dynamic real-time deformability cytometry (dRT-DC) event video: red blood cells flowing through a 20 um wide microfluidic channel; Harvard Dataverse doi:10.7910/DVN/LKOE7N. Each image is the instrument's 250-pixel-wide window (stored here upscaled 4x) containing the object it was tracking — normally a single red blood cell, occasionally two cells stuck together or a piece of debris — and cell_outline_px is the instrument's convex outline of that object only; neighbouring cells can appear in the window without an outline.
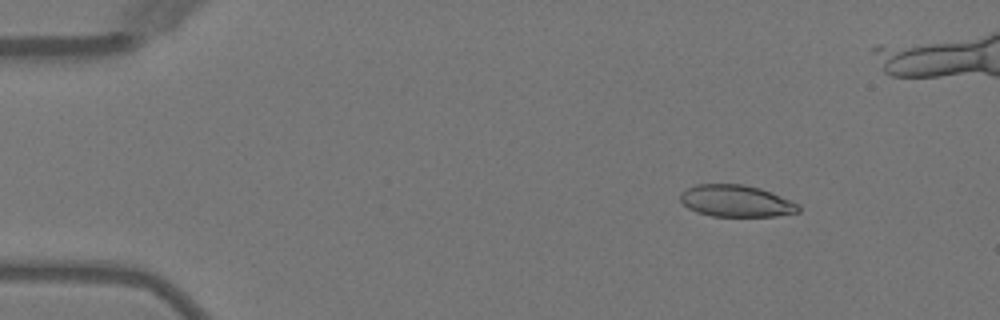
{"species": "Egyptian fruit bat (a non-hibernating species)", "species_latin": "Rousettus aegyptiacus", "temperature_condition": "warm", "stored_images_in_passage": 5, "camera_frame_rate_fps": 3000, "um_per_image_px": 0.085, "animal": {"sex": "female"}, "frame": {"image": 1, "passage_image": 2, "time_ms": 1.333, "image_size_px": [1000, 320], "cell_outline_px": [[800, 212], [776, 216], [712, 216], [696, 212], [688, 208], [680, 200], [680, 192], [696, 184], [744, 184], [760, 188], [772, 192], [792, 200], [800, 204]], "centroid_in_image_um": [62.6, 17.08], "position_along_channel_um": 22.4, "area_um2": 22.14}}
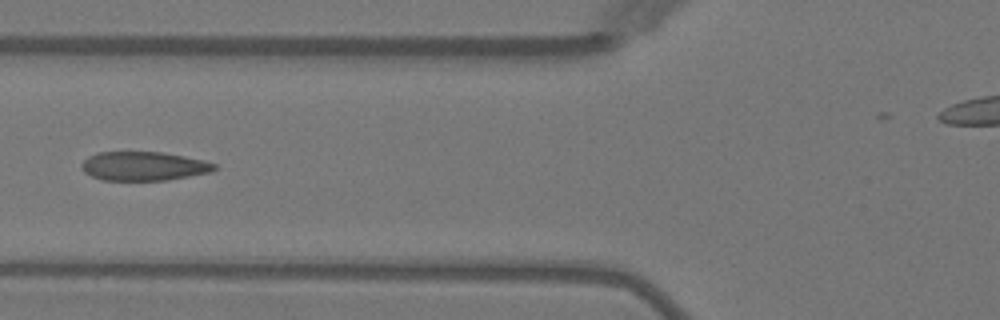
{"frame": {"image": 2, "passage_image": 5, "time_ms": 5.667, "image_size_px": [1000, 320], "cell_outline_px": [[216, 168], [208, 172], [168, 180], [100, 180], [84, 172], [80, 168], [80, 164], [88, 156], [96, 152], [160, 152], [184, 156], [204, 160], [216, 164]], "centroid_in_image_um": [12.15, 14.12], "position_along_channel_um": 113.6, "area_um2": 22.37}}